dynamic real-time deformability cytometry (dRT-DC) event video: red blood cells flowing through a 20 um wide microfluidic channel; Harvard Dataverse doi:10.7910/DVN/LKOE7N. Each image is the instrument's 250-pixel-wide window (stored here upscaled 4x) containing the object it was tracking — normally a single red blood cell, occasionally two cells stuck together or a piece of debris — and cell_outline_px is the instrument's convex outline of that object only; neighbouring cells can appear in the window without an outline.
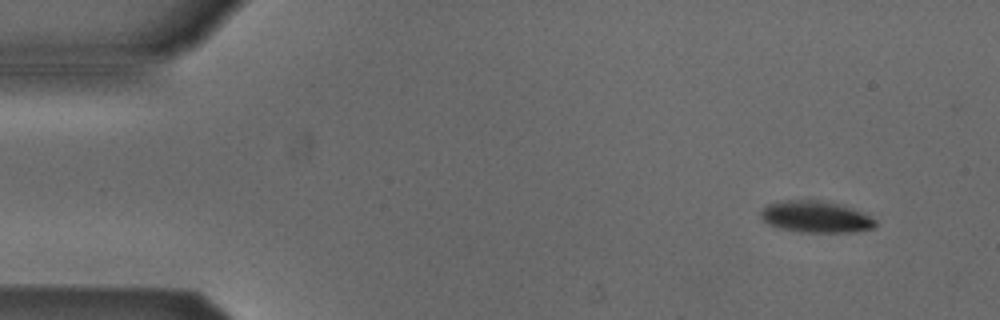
{"species": "Egyptian fruit bat (a non-hibernating species)", "species_latin": "Rousettus aegyptiacus", "temperature_condition": "cold", "stored_images_in_passage": 4, "camera_frame_rate_fps": 3000, "um_per_image_px": 0.085, "animal": {"sex": "male"}, "frame": {"image": 1, "passage_image": 1, "time_ms": 0.0, "image_size_px": [1000, 320], "cell_outline_px": [[876, 224], [872, 228], [856, 232], [800, 232], [780, 228], [764, 220], [760, 216], [760, 212], [768, 204], [784, 200], [816, 200], [840, 204], [852, 208], [876, 220]], "centroid_in_image_um": [69.34, 18.43], "position_along_channel_um": 15.7, "area_um2": 20.81}}
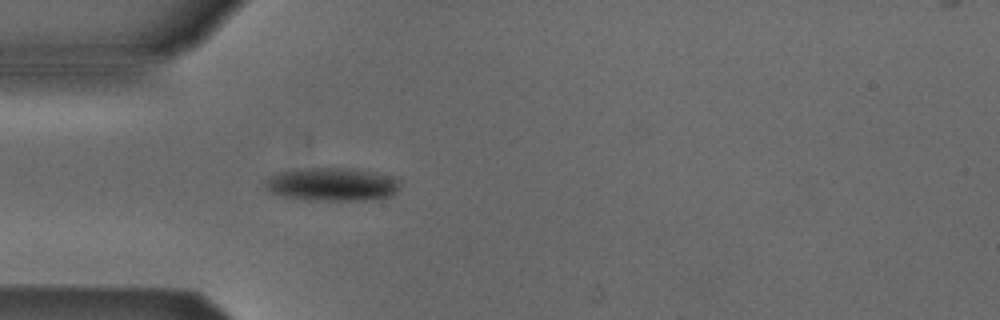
{"frame": {"image": 2, "passage_image": 4, "time_ms": 3.667, "image_size_px": [1000, 320], "cell_outline_px": [[400, 188], [392, 196], [380, 200], [304, 200], [284, 196], [272, 192], [264, 188], [264, 180], [268, 176], [276, 172], [308, 168], [356, 168], [376, 172], [392, 176], [400, 184]], "centroid_in_image_um": [28.24, 15.67], "position_along_channel_um": 56.8, "area_um2": 26.65}}